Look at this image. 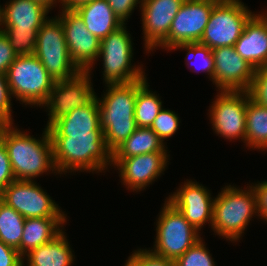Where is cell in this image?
<instances>
[{
	"label": "cell",
	"mask_w": 267,
	"mask_h": 266,
	"mask_svg": "<svg viewBox=\"0 0 267 266\" xmlns=\"http://www.w3.org/2000/svg\"><path fill=\"white\" fill-rule=\"evenodd\" d=\"M0 140L4 143L16 180L34 181L43 173H56L51 137L45 127L42 138L36 139L13 125L0 126Z\"/></svg>",
	"instance_id": "cell-1"
},
{
	"label": "cell",
	"mask_w": 267,
	"mask_h": 266,
	"mask_svg": "<svg viewBox=\"0 0 267 266\" xmlns=\"http://www.w3.org/2000/svg\"><path fill=\"white\" fill-rule=\"evenodd\" d=\"M107 84L102 98H98L100 127L107 148L113 152L138 128L135 120V101L138 89L147 81Z\"/></svg>",
	"instance_id": "cell-2"
},
{
	"label": "cell",
	"mask_w": 267,
	"mask_h": 266,
	"mask_svg": "<svg viewBox=\"0 0 267 266\" xmlns=\"http://www.w3.org/2000/svg\"><path fill=\"white\" fill-rule=\"evenodd\" d=\"M53 159L58 174L87 171L102 172L112 165V152L104 134H69L51 137Z\"/></svg>",
	"instance_id": "cell-3"
},
{
	"label": "cell",
	"mask_w": 267,
	"mask_h": 266,
	"mask_svg": "<svg viewBox=\"0 0 267 266\" xmlns=\"http://www.w3.org/2000/svg\"><path fill=\"white\" fill-rule=\"evenodd\" d=\"M258 214L256 195L251 185L238 189L227 185L214 199L211 229L222 238L238 242L252 216Z\"/></svg>",
	"instance_id": "cell-4"
},
{
	"label": "cell",
	"mask_w": 267,
	"mask_h": 266,
	"mask_svg": "<svg viewBox=\"0 0 267 266\" xmlns=\"http://www.w3.org/2000/svg\"><path fill=\"white\" fill-rule=\"evenodd\" d=\"M12 97L22 104L41 106L47 101L55 81L40 60L33 55H22L10 65L6 73Z\"/></svg>",
	"instance_id": "cell-5"
},
{
	"label": "cell",
	"mask_w": 267,
	"mask_h": 266,
	"mask_svg": "<svg viewBox=\"0 0 267 266\" xmlns=\"http://www.w3.org/2000/svg\"><path fill=\"white\" fill-rule=\"evenodd\" d=\"M156 223L154 253L176 261L202 237L184 215L167 199Z\"/></svg>",
	"instance_id": "cell-6"
},
{
	"label": "cell",
	"mask_w": 267,
	"mask_h": 266,
	"mask_svg": "<svg viewBox=\"0 0 267 266\" xmlns=\"http://www.w3.org/2000/svg\"><path fill=\"white\" fill-rule=\"evenodd\" d=\"M130 36L126 24H123L100 41L98 58L103 59L105 84L130 83L146 76L140 65L131 63L133 42Z\"/></svg>",
	"instance_id": "cell-7"
},
{
	"label": "cell",
	"mask_w": 267,
	"mask_h": 266,
	"mask_svg": "<svg viewBox=\"0 0 267 266\" xmlns=\"http://www.w3.org/2000/svg\"><path fill=\"white\" fill-rule=\"evenodd\" d=\"M34 55L54 81L74 77L81 70L72 61L60 19L48 18L38 31Z\"/></svg>",
	"instance_id": "cell-8"
},
{
	"label": "cell",
	"mask_w": 267,
	"mask_h": 266,
	"mask_svg": "<svg viewBox=\"0 0 267 266\" xmlns=\"http://www.w3.org/2000/svg\"><path fill=\"white\" fill-rule=\"evenodd\" d=\"M254 15L241 0H219L199 43L210 49L234 46L249 19Z\"/></svg>",
	"instance_id": "cell-9"
},
{
	"label": "cell",
	"mask_w": 267,
	"mask_h": 266,
	"mask_svg": "<svg viewBox=\"0 0 267 266\" xmlns=\"http://www.w3.org/2000/svg\"><path fill=\"white\" fill-rule=\"evenodd\" d=\"M35 181L14 180L0 200L27 218H67L58 204Z\"/></svg>",
	"instance_id": "cell-10"
},
{
	"label": "cell",
	"mask_w": 267,
	"mask_h": 266,
	"mask_svg": "<svg viewBox=\"0 0 267 266\" xmlns=\"http://www.w3.org/2000/svg\"><path fill=\"white\" fill-rule=\"evenodd\" d=\"M209 108L213 130L219 137L245 143L247 91H219Z\"/></svg>",
	"instance_id": "cell-11"
},
{
	"label": "cell",
	"mask_w": 267,
	"mask_h": 266,
	"mask_svg": "<svg viewBox=\"0 0 267 266\" xmlns=\"http://www.w3.org/2000/svg\"><path fill=\"white\" fill-rule=\"evenodd\" d=\"M90 75L89 71H80L72 78L55 81L42 105L49 110L46 128L72 110L86 106L96 96Z\"/></svg>",
	"instance_id": "cell-12"
},
{
	"label": "cell",
	"mask_w": 267,
	"mask_h": 266,
	"mask_svg": "<svg viewBox=\"0 0 267 266\" xmlns=\"http://www.w3.org/2000/svg\"><path fill=\"white\" fill-rule=\"evenodd\" d=\"M219 0H185L172 21L168 37L158 46L170 50L179 43L199 42Z\"/></svg>",
	"instance_id": "cell-13"
},
{
	"label": "cell",
	"mask_w": 267,
	"mask_h": 266,
	"mask_svg": "<svg viewBox=\"0 0 267 266\" xmlns=\"http://www.w3.org/2000/svg\"><path fill=\"white\" fill-rule=\"evenodd\" d=\"M57 16L63 26L67 48L72 61L81 71H91L98 61L100 40L90 33L74 10L61 9Z\"/></svg>",
	"instance_id": "cell-14"
},
{
	"label": "cell",
	"mask_w": 267,
	"mask_h": 266,
	"mask_svg": "<svg viewBox=\"0 0 267 266\" xmlns=\"http://www.w3.org/2000/svg\"><path fill=\"white\" fill-rule=\"evenodd\" d=\"M168 153L153 152L129 158H112V166L119 170L122 185L128 190L139 192L163 174L169 164Z\"/></svg>",
	"instance_id": "cell-15"
},
{
	"label": "cell",
	"mask_w": 267,
	"mask_h": 266,
	"mask_svg": "<svg viewBox=\"0 0 267 266\" xmlns=\"http://www.w3.org/2000/svg\"><path fill=\"white\" fill-rule=\"evenodd\" d=\"M214 59V84L219 91H247L255 69L244 60L234 46L212 49Z\"/></svg>",
	"instance_id": "cell-16"
},
{
	"label": "cell",
	"mask_w": 267,
	"mask_h": 266,
	"mask_svg": "<svg viewBox=\"0 0 267 266\" xmlns=\"http://www.w3.org/2000/svg\"><path fill=\"white\" fill-rule=\"evenodd\" d=\"M178 190L171 193L167 200L173 204L185 219L198 231L209 223L212 227L213 206L215 197L210 190L199 182L186 180ZM204 225V226H203Z\"/></svg>",
	"instance_id": "cell-17"
},
{
	"label": "cell",
	"mask_w": 267,
	"mask_h": 266,
	"mask_svg": "<svg viewBox=\"0 0 267 266\" xmlns=\"http://www.w3.org/2000/svg\"><path fill=\"white\" fill-rule=\"evenodd\" d=\"M184 1L142 0L139 7L142 12V30L146 53L158 48L168 37L172 21Z\"/></svg>",
	"instance_id": "cell-18"
},
{
	"label": "cell",
	"mask_w": 267,
	"mask_h": 266,
	"mask_svg": "<svg viewBox=\"0 0 267 266\" xmlns=\"http://www.w3.org/2000/svg\"><path fill=\"white\" fill-rule=\"evenodd\" d=\"M264 14L255 13L234 44L236 52L255 70L267 64V14Z\"/></svg>",
	"instance_id": "cell-19"
},
{
	"label": "cell",
	"mask_w": 267,
	"mask_h": 266,
	"mask_svg": "<svg viewBox=\"0 0 267 266\" xmlns=\"http://www.w3.org/2000/svg\"><path fill=\"white\" fill-rule=\"evenodd\" d=\"M50 137L69 134H104L100 127L97 95L84 107L76 108L47 127Z\"/></svg>",
	"instance_id": "cell-20"
},
{
	"label": "cell",
	"mask_w": 267,
	"mask_h": 266,
	"mask_svg": "<svg viewBox=\"0 0 267 266\" xmlns=\"http://www.w3.org/2000/svg\"><path fill=\"white\" fill-rule=\"evenodd\" d=\"M0 7V28L39 30L48 19L49 9L33 0H10Z\"/></svg>",
	"instance_id": "cell-21"
},
{
	"label": "cell",
	"mask_w": 267,
	"mask_h": 266,
	"mask_svg": "<svg viewBox=\"0 0 267 266\" xmlns=\"http://www.w3.org/2000/svg\"><path fill=\"white\" fill-rule=\"evenodd\" d=\"M74 11L81 17L87 30L100 41L124 23L115 15L107 0H92Z\"/></svg>",
	"instance_id": "cell-22"
},
{
	"label": "cell",
	"mask_w": 267,
	"mask_h": 266,
	"mask_svg": "<svg viewBox=\"0 0 267 266\" xmlns=\"http://www.w3.org/2000/svg\"><path fill=\"white\" fill-rule=\"evenodd\" d=\"M69 244L62 231L52 241L31 250L23 260H27V266H71L75 256Z\"/></svg>",
	"instance_id": "cell-23"
},
{
	"label": "cell",
	"mask_w": 267,
	"mask_h": 266,
	"mask_svg": "<svg viewBox=\"0 0 267 266\" xmlns=\"http://www.w3.org/2000/svg\"><path fill=\"white\" fill-rule=\"evenodd\" d=\"M67 218H27L21 238V256L52 241L63 231ZM62 227V229H61Z\"/></svg>",
	"instance_id": "cell-24"
},
{
	"label": "cell",
	"mask_w": 267,
	"mask_h": 266,
	"mask_svg": "<svg viewBox=\"0 0 267 266\" xmlns=\"http://www.w3.org/2000/svg\"><path fill=\"white\" fill-rule=\"evenodd\" d=\"M167 147L151 129L138 127L130 137L112 152V158H129L136 155L167 152Z\"/></svg>",
	"instance_id": "cell-25"
},
{
	"label": "cell",
	"mask_w": 267,
	"mask_h": 266,
	"mask_svg": "<svg viewBox=\"0 0 267 266\" xmlns=\"http://www.w3.org/2000/svg\"><path fill=\"white\" fill-rule=\"evenodd\" d=\"M245 145L259 151L267 150V107L251 98L246 108Z\"/></svg>",
	"instance_id": "cell-26"
},
{
	"label": "cell",
	"mask_w": 267,
	"mask_h": 266,
	"mask_svg": "<svg viewBox=\"0 0 267 266\" xmlns=\"http://www.w3.org/2000/svg\"><path fill=\"white\" fill-rule=\"evenodd\" d=\"M25 218L0 200V241L19 251Z\"/></svg>",
	"instance_id": "cell-27"
},
{
	"label": "cell",
	"mask_w": 267,
	"mask_h": 266,
	"mask_svg": "<svg viewBox=\"0 0 267 266\" xmlns=\"http://www.w3.org/2000/svg\"><path fill=\"white\" fill-rule=\"evenodd\" d=\"M146 81L137 92L135 101V120L137 127L150 128L159 111L164 108L159 94L148 89Z\"/></svg>",
	"instance_id": "cell-28"
},
{
	"label": "cell",
	"mask_w": 267,
	"mask_h": 266,
	"mask_svg": "<svg viewBox=\"0 0 267 266\" xmlns=\"http://www.w3.org/2000/svg\"><path fill=\"white\" fill-rule=\"evenodd\" d=\"M177 49H182L187 51L186 53V57H188V59H185L186 61H188L187 63L190 64L192 63L193 60H196L199 63L197 66L196 63H192L191 67L193 70L197 68V70H195L194 72L198 73V71L204 72L209 75V79L212 80V82L214 83V59H213V54H212V49H210L209 47H207L206 45H203L199 42H195V43H179L176 44L173 48H171V50H177ZM196 58V59H195ZM193 59V60H192ZM191 60V61H190ZM190 61V63H189Z\"/></svg>",
	"instance_id": "cell-29"
},
{
	"label": "cell",
	"mask_w": 267,
	"mask_h": 266,
	"mask_svg": "<svg viewBox=\"0 0 267 266\" xmlns=\"http://www.w3.org/2000/svg\"><path fill=\"white\" fill-rule=\"evenodd\" d=\"M8 37L12 49L17 56L33 55L39 30H24L19 28H0Z\"/></svg>",
	"instance_id": "cell-30"
},
{
	"label": "cell",
	"mask_w": 267,
	"mask_h": 266,
	"mask_svg": "<svg viewBox=\"0 0 267 266\" xmlns=\"http://www.w3.org/2000/svg\"><path fill=\"white\" fill-rule=\"evenodd\" d=\"M202 239L179 257L174 266H215L214 259Z\"/></svg>",
	"instance_id": "cell-31"
},
{
	"label": "cell",
	"mask_w": 267,
	"mask_h": 266,
	"mask_svg": "<svg viewBox=\"0 0 267 266\" xmlns=\"http://www.w3.org/2000/svg\"><path fill=\"white\" fill-rule=\"evenodd\" d=\"M179 124V117L174 111L162 108L150 128L165 144L166 142L164 141L169 137L171 138V136H173L179 129Z\"/></svg>",
	"instance_id": "cell-32"
},
{
	"label": "cell",
	"mask_w": 267,
	"mask_h": 266,
	"mask_svg": "<svg viewBox=\"0 0 267 266\" xmlns=\"http://www.w3.org/2000/svg\"><path fill=\"white\" fill-rule=\"evenodd\" d=\"M11 96L6 74L0 72V126L13 124Z\"/></svg>",
	"instance_id": "cell-33"
},
{
	"label": "cell",
	"mask_w": 267,
	"mask_h": 266,
	"mask_svg": "<svg viewBox=\"0 0 267 266\" xmlns=\"http://www.w3.org/2000/svg\"><path fill=\"white\" fill-rule=\"evenodd\" d=\"M250 98L267 107V71L256 69L250 88L247 90Z\"/></svg>",
	"instance_id": "cell-34"
},
{
	"label": "cell",
	"mask_w": 267,
	"mask_h": 266,
	"mask_svg": "<svg viewBox=\"0 0 267 266\" xmlns=\"http://www.w3.org/2000/svg\"><path fill=\"white\" fill-rule=\"evenodd\" d=\"M138 266H174V261L150 249H137L129 256Z\"/></svg>",
	"instance_id": "cell-35"
},
{
	"label": "cell",
	"mask_w": 267,
	"mask_h": 266,
	"mask_svg": "<svg viewBox=\"0 0 267 266\" xmlns=\"http://www.w3.org/2000/svg\"><path fill=\"white\" fill-rule=\"evenodd\" d=\"M15 179L4 143L0 140V192Z\"/></svg>",
	"instance_id": "cell-36"
},
{
	"label": "cell",
	"mask_w": 267,
	"mask_h": 266,
	"mask_svg": "<svg viewBox=\"0 0 267 266\" xmlns=\"http://www.w3.org/2000/svg\"><path fill=\"white\" fill-rule=\"evenodd\" d=\"M107 2L120 21L127 24L126 20L130 18L131 13L137 4L142 3V0H107Z\"/></svg>",
	"instance_id": "cell-37"
},
{
	"label": "cell",
	"mask_w": 267,
	"mask_h": 266,
	"mask_svg": "<svg viewBox=\"0 0 267 266\" xmlns=\"http://www.w3.org/2000/svg\"><path fill=\"white\" fill-rule=\"evenodd\" d=\"M17 58L8 37L0 30V72L6 74L10 65Z\"/></svg>",
	"instance_id": "cell-38"
},
{
	"label": "cell",
	"mask_w": 267,
	"mask_h": 266,
	"mask_svg": "<svg viewBox=\"0 0 267 266\" xmlns=\"http://www.w3.org/2000/svg\"><path fill=\"white\" fill-rule=\"evenodd\" d=\"M19 251L0 241V266H24Z\"/></svg>",
	"instance_id": "cell-39"
},
{
	"label": "cell",
	"mask_w": 267,
	"mask_h": 266,
	"mask_svg": "<svg viewBox=\"0 0 267 266\" xmlns=\"http://www.w3.org/2000/svg\"><path fill=\"white\" fill-rule=\"evenodd\" d=\"M256 195L257 216L267 222V181H261L251 185Z\"/></svg>",
	"instance_id": "cell-40"
},
{
	"label": "cell",
	"mask_w": 267,
	"mask_h": 266,
	"mask_svg": "<svg viewBox=\"0 0 267 266\" xmlns=\"http://www.w3.org/2000/svg\"><path fill=\"white\" fill-rule=\"evenodd\" d=\"M92 0H61V9L74 10L78 6L91 2Z\"/></svg>",
	"instance_id": "cell-41"
},
{
	"label": "cell",
	"mask_w": 267,
	"mask_h": 266,
	"mask_svg": "<svg viewBox=\"0 0 267 266\" xmlns=\"http://www.w3.org/2000/svg\"><path fill=\"white\" fill-rule=\"evenodd\" d=\"M33 1H37L44 4L49 10L52 9V7L57 6L56 4L57 2L58 3L61 2V0H33Z\"/></svg>",
	"instance_id": "cell-42"
},
{
	"label": "cell",
	"mask_w": 267,
	"mask_h": 266,
	"mask_svg": "<svg viewBox=\"0 0 267 266\" xmlns=\"http://www.w3.org/2000/svg\"><path fill=\"white\" fill-rule=\"evenodd\" d=\"M125 262L126 264L124 266H138L130 257Z\"/></svg>",
	"instance_id": "cell-43"
},
{
	"label": "cell",
	"mask_w": 267,
	"mask_h": 266,
	"mask_svg": "<svg viewBox=\"0 0 267 266\" xmlns=\"http://www.w3.org/2000/svg\"><path fill=\"white\" fill-rule=\"evenodd\" d=\"M265 71H267V64L265 65V67L263 68Z\"/></svg>",
	"instance_id": "cell-44"
}]
</instances>
